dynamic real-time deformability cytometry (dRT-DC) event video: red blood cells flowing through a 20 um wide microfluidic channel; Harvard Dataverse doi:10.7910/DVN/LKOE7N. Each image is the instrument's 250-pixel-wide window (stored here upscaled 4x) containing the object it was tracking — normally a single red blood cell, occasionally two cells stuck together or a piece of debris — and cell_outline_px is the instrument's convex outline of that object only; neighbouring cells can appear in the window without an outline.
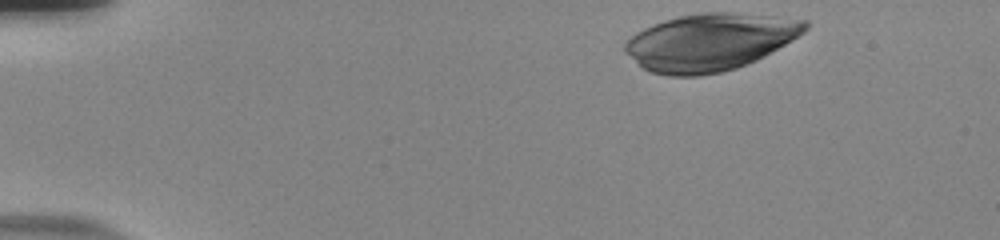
{"species": "human", "species_latin": "Homo sapiens", "temperature_condition": "room temperature", "stored_images_in_passage": 41, "camera_frame_rate_fps": 3000, "um_per_image_px": 0.085, "donor": {"sex": "male"}, "frame": {"image": 1, "passage_image": 1, "time_ms": 0.0, "image_size_px": [1000, 240], "cell_outline_px": [[808, 28], [804, 32], [792, 40], [764, 56], [756, 60], [736, 68], [720, 72], [700, 76], [668, 76], [652, 72], [644, 68], [624, 52], [624, 44], [636, 32], [644, 28], [664, 20], [680, 16], [700, 12], [732, 12], [776, 16], [808, 20]], "centroid_in_image_um": [60.36, 3.57], "position_along_channel_um": 24.6, "area_um2": 59.94}}
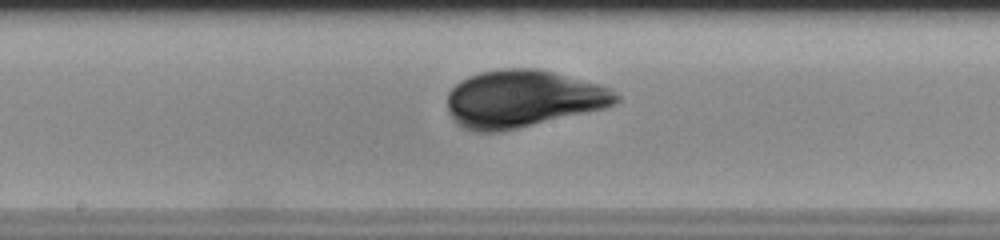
{"frame": {"image": 2, "passage_image": 24, "time_ms": 7.667, "image_size_px": [1000, 240], "cell_outline_px": [[620, 100], [616, 104], [604, 108], [500, 132], [472, 132], [456, 124], [448, 112], [448, 92], [460, 80], [468, 76], [480, 72], [500, 68], [536, 68], [600, 84], [616, 92], [620, 96]], "centroid_in_image_um": [44.41, 8.4], "position_along_channel_um": 203.8, "area_um2": 56.41}}
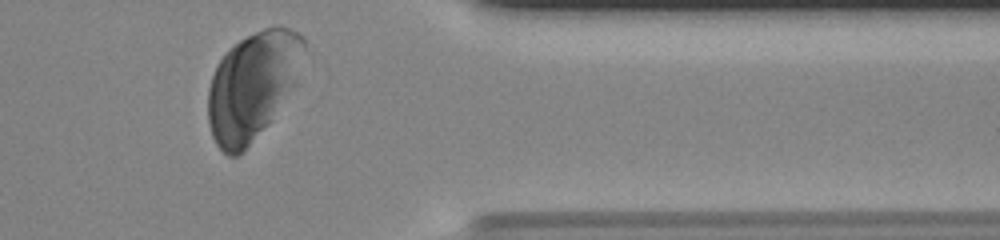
{"frame": {"image": 3, "passage_image": 40, "time_ms": 13.0, "image_size_px": [1000, 240], "cell_outline_px": [[308, 44], [296, 84], [272, 120], [244, 152], [236, 156], [228, 156], [216, 144], [212, 136], [208, 124], [208, 88], [216, 64], [228, 48], [240, 40], [264, 28], [292, 28], [304, 36]], "centroid_in_image_um": [21.49, 7.3], "position_along_channel_um": 389.9, "area_um2": 60.92}}